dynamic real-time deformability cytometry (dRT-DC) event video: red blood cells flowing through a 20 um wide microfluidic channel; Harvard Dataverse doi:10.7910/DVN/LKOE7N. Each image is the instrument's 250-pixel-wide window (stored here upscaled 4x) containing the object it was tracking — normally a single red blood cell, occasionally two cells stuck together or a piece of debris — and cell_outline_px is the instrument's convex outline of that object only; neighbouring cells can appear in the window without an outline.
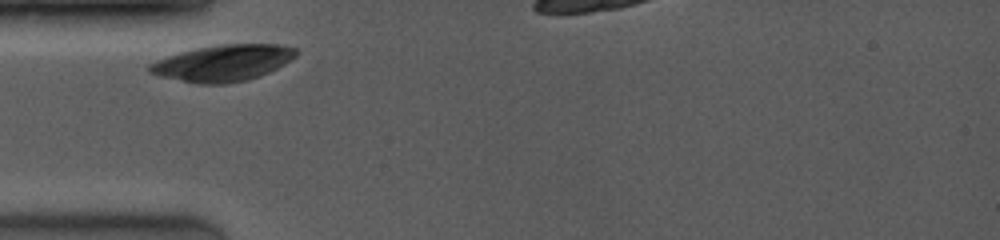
{"species": "common noctule bat (a hibernating species)", "species_latin": "Nyctalus noctula", "temperature_condition": "room temperature", "stored_images_in_passage": 11, "camera_frame_rate_fps": 4000, "um_per_image_px": 0.085, "animal": {"sex": "female", "body_mass_g": 19.0, "forearm_length_mm": 53.3}, "frame": {"image": 1, "passage_image": 1, "time_ms": 0.0, "image_size_px": [1000, 240], "cell_outline_px": [[296, 56], [284, 64], [268, 72], [244, 80], [224, 84], [200, 84], [164, 76], [148, 72], [148, 64], [156, 60], [180, 52], [196, 48], [220, 44], [280, 44], [296, 48]], "centroid_in_image_um": [18.95, 5.33], "position_along_channel_um": 66.0, "area_um2": 30.58}}
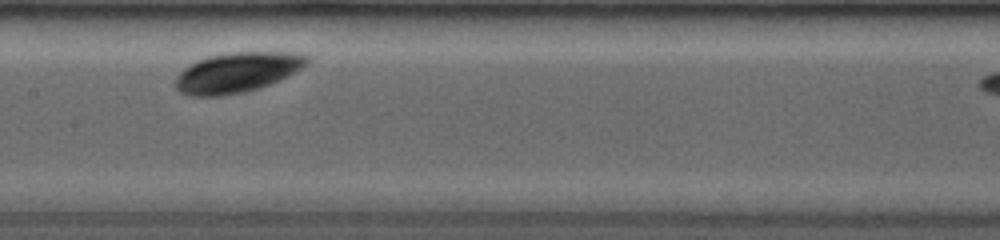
{"frame": {"image": 2, "passage_image": 7, "time_ms": 3.25, "image_size_px": [1000, 240], "cell_outline_px": [[308, 60], [300, 68], [268, 84], [256, 88], [240, 92], [220, 96], [192, 96], [180, 92], [176, 88], [176, 80], [180, 72], [184, 68], [196, 60], [208, 56], [228, 52], [300, 52], [308, 56]], "centroid_in_image_um": [20.1, 6.13], "position_along_channel_um": 187.3, "area_um2": 30.11}}